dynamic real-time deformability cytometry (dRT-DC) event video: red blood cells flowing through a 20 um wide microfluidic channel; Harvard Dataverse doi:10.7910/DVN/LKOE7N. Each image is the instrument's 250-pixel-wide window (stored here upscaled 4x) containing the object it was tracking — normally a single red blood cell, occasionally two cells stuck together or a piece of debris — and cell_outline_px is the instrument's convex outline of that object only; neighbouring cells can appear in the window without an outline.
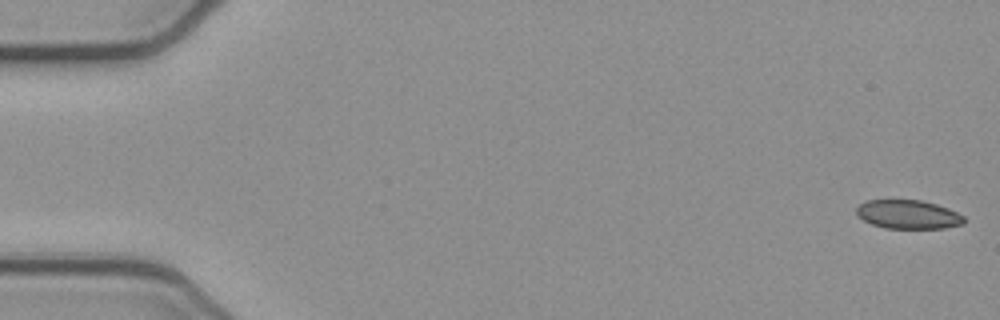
{"species": "common noctule bat (a hibernating species)", "species_latin": "Nyctalus noctula", "temperature_condition": "cold", "stored_images_in_passage": 52, "camera_frame_rate_fps": 3000, "um_per_image_px": 0.085, "animal": {"sex": "female", "body_mass_g": 21.9}, "frame": {"image": 1, "passage_image": 1, "time_ms": 0.0, "image_size_px": [1000, 320], "cell_outline_px": [[964, 224], [944, 228], [884, 228], [872, 224], [856, 216], [856, 208], [860, 204], [868, 200], [920, 200], [936, 204], [948, 208], [964, 216]], "centroid_in_image_um": [77.18, 18.23], "position_along_channel_um": 7.8, "area_um2": 18.03}}
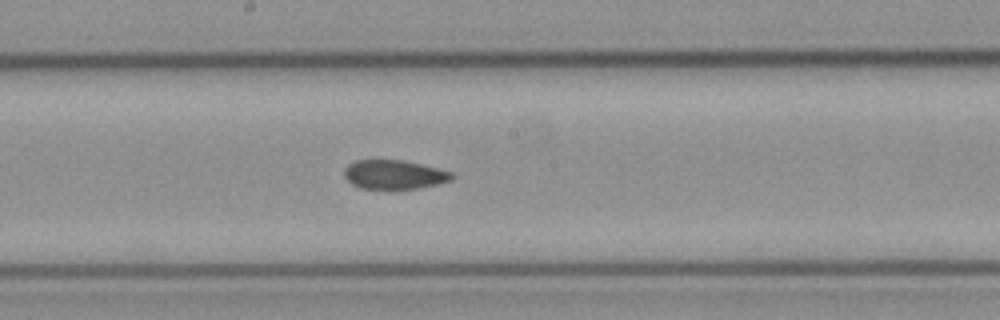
{"frame": {"image": 2, "passage_image": 28, "time_ms": 9.0, "image_size_px": [1000, 320], "cell_outline_px": [[452, 180], [436, 184], [416, 188], [360, 188], [352, 184], [344, 176], [344, 168], [348, 164], [356, 160], [404, 160], [452, 172]], "centroid_in_image_um": [33.46, 14.82], "position_along_channel_um": 214.7, "area_um2": 17.92}}
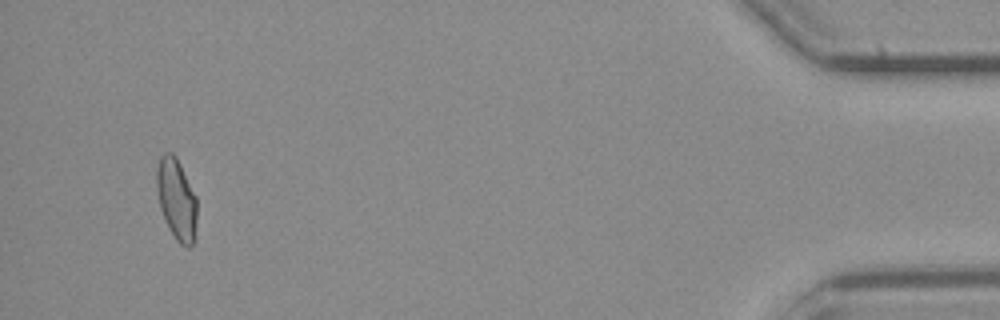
{"frame": {"image": 3, "passage_image": 50, "time_ms": 16.333, "image_size_px": [1000, 320], "cell_outline_px": [[196, 220], [192, 244], [188, 248], [180, 244], [176, 240], [164, 220], [160, 208], [156, 188], [156, 168], [160, 156], [164, 152], [172, 152], [176, 156], [196, 196]], "centroid_in_image_um": [14.97, 16.9], "position_along_channel_um": 420.2, "area_um2": 19.07}, "authors_computed_cell_mechanics": {"area_um2": 19.1029, "velocity_mm_per_s": 3.8941, "shape_relaxation_time_tau1_ms": null, "shape_relaxation_time_tau2_ms": 5.3734, "deformation_change_tau1": null, "deformation_change_tau2": 0.078}}